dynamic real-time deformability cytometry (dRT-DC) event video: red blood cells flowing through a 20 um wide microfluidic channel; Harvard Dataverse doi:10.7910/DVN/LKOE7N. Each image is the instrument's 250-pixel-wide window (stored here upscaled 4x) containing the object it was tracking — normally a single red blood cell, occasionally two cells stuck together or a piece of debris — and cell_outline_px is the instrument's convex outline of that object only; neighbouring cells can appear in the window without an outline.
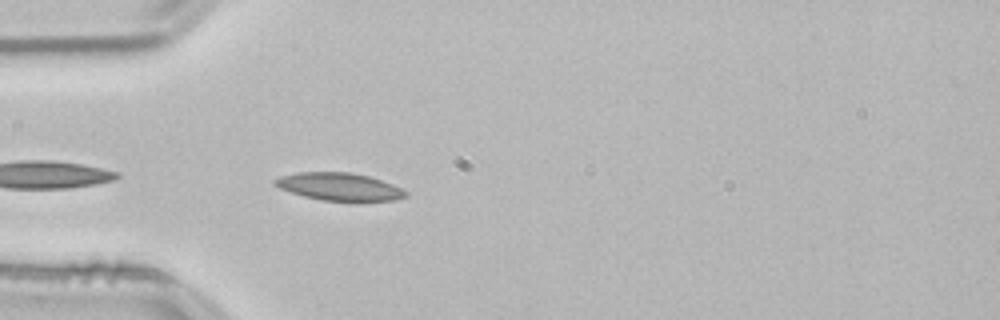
{"species": "common noctule bat (a hibernating species)", "species_latin": "Nyctalus noctula", "temperature_condition": "room temperature", "stored_images_in_passage": 10, "camera_frame_rate_fps": 3000, "um_per_image_px": 0.085, "animal": {"sex": "male", "body_mass_g": 21.5, "forearm_length_mm": 52.0}, "frame": {"image": 1, "passage_image": 2, "time_ms": 0.333, "image_size_px": [1000, 320], "cell_outline_px": [[408, 196], [392, 200], [356, 204], [324, 200], [304, 196], [280, 188], [272, 184], [272, 180], [280, 176], [300, 172], [348, 172], [368, 176], [392, 184], [408, 192]], "centroid_in_image_um": [28.87, 15.91], "position_along_channel_um": 56.1, "area_um2": 21.62}}